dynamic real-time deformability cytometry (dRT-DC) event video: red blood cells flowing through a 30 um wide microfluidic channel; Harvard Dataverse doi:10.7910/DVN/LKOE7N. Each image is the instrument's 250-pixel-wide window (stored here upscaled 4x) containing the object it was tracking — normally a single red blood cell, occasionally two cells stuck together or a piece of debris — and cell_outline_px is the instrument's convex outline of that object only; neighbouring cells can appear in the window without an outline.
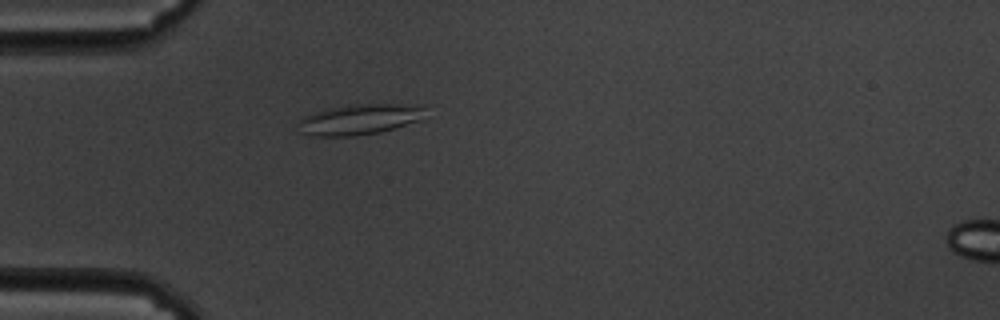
{"species": "common noctule bat (a hibernating species)", "species_latin": "Nyctalus noctula", "temperature_condition": "cold", "stored_images_in_passage": 60, "camera_frame_rate_fps": 3000, "um_per_image_px": 0.085, "animal": {"sex": "male", "body_mass_g": 19.5, "forearm_length_mm": 54.6}, "frame": {"image": 1, "passage_image": 18, "time_ms": 5.667, "image_size_px": [1000, 320], "cell_outline_px": [[424, 108], [420, 120], [380, 132], [356, 136], [308, 136], [300, 132], [300, 120], [304, 116], [324, 108], [344, 104], [424, 104]], "centroid_in_image_um": [30.53, 10.13], "position_along_channel_um": 54.5, "area_um2": 22.83}}
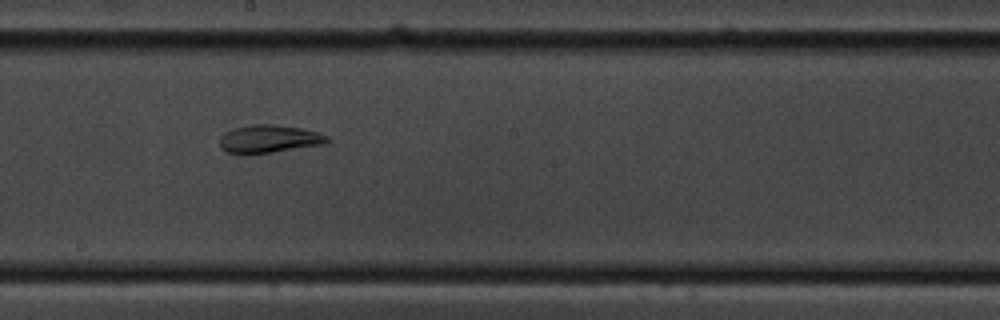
{"frame": {"image": 2, "passage_image": 34, "time_ms": 11.0, "image_size_px": [1000, 320], "cell_outline_px": [[328, 140], [324, 144], [272, 152], [228, 152], [220, 148], [220, 136], [224, 132], [232, 128], [252, 124], [276, 124], [300, 128], [316, 132], [328, 136]], "centroid_in_image_um": [22.85, 11.77], "position_along_channel_um": 225.4, "area_um2": 17.11}}
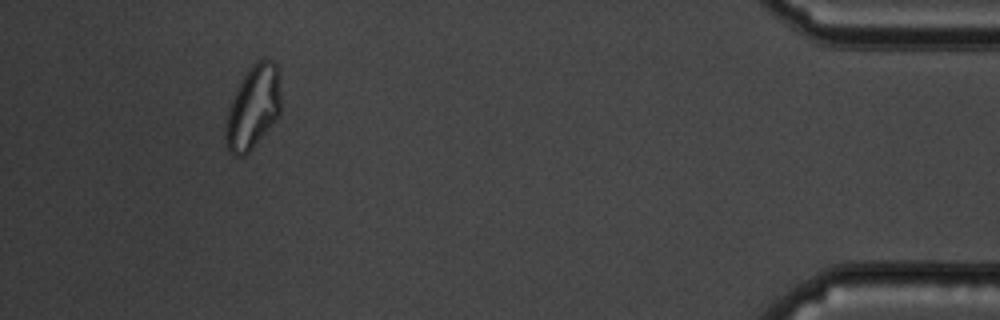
{"frame": {"image": 3, "passage_image": 56, "time_ms": 18.333, "image_size_px": [1000, 320], "cell_outline_px": [[280, 116], [252, 148], [244, 156], [232, 156], [228, 152], [228, 112], [236, 88], [240, 80], [248, 68], [256, 60], [272, 60], [276, 64], [280, 72]], "centroid_in_image_um": [21.57, 9.07], "position_along_channel_um": 413.6, "area_um2": 26.59}, "authors_computed_cell_mechanics": {"area_um2": 23.3223, "velocity_mm_per_s": 3.3739, "shape_relaxation_time_tau1_ms": null, "shape_relaxation_time_tau2_ms": 3.1633, "deformation_change_tau1": null, "deformation_change_tau2": 0.0776}}